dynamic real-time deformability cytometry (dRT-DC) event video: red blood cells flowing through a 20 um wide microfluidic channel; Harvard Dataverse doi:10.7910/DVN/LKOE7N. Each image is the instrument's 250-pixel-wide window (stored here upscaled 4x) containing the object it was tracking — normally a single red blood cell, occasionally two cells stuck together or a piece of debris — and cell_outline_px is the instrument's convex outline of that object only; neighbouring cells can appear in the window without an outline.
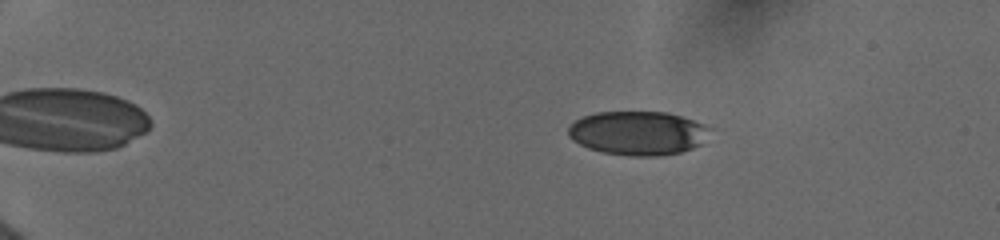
{"species": "human", "species_latin": "Homo sapiens", "temperature_condition": "cold", "stored_images_in_passage": 21, "camera_frame_rate_fps": 3000, "um_per_image_px": 0.085, "donor": {"sex": "female"}, "frame": {"image": 1, "passage_image": 8, "time_ms": 1.667, "image_size_px": [1000, 240], "cell_outline_px": [[712, 128], [704, 144], [680, 152], [656, 156], [632, 156], [604, 152], [588, 148], [572, 140], [568, 136], [568, 128], [576, 120], [584, 116], [596, 112], [668, 112], [704, 124]], "centroid_in_image_um": [54.26, 11.31], "position_along_channel_um": 30.7, "area_um2": 36.3}}